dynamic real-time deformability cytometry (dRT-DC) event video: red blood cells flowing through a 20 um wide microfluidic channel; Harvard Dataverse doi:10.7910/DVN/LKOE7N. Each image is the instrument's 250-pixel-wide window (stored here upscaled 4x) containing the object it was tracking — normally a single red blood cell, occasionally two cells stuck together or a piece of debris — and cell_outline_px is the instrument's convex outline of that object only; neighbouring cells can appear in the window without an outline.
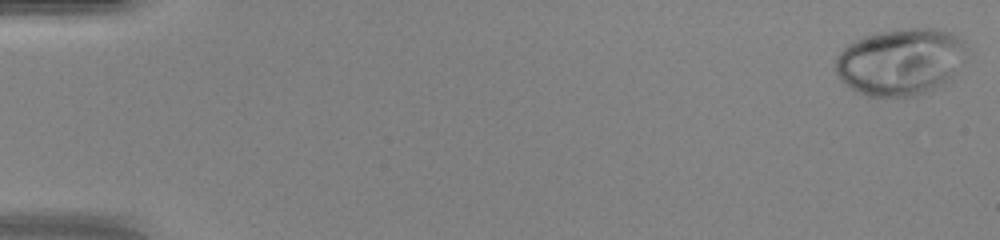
{"species": "human", "species_latin": "Homo sapiens", "temperature_condition": "warm", "stored_images_in_passage": 48, "camera_frame_rate_fps": 3000, "um_per_image_px": 0.085, "donor": {"sex": "female"}, "frame": {"image": 1, "passage_image": 1, "time_ms": 0.0, "image_size_px": [1000, 240], "cell_outline_px": [[964, 44], [952, 80], [916, 96], [868, 96], [856, 92], [844, 84], [840, 80], [836, 72], [836, 56], [848, 44], [864, 36], [880, 32], [912, 28], [936, 28], [960, 36], [964, 40]], "centroid_in_image_um": [76.48, 5.26], "position_along_channel_um": 8.5, "area_um2": 50.58}}
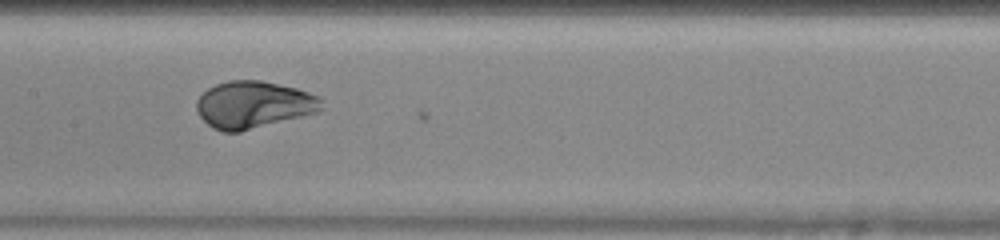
{"frame": {"image": 2, "passage_image": 25, "time_ms": 8.0, "image_size_px": [1000, 240], "cell_outline_px": [[324, 108], [320, 112], [240, 132], [224, 132], [212, 128], [196, 112], [196, 100], [208, 88], [216, 84], [228, 80], [260, 80], [296, 88], [320, 96]], "centroid_in_image_um": [21.57, 8.91], "position_along_channel_um": 185.8, "area_um2": 34.62}}
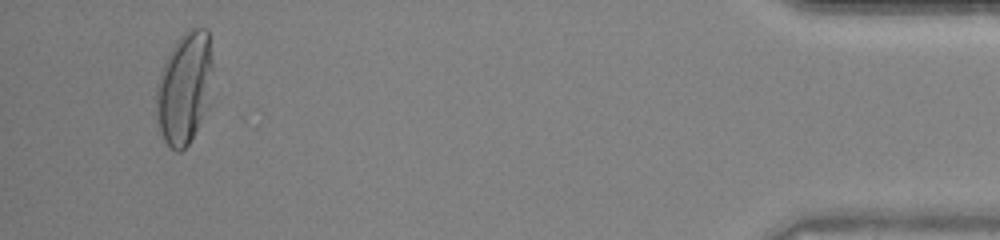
{"frame": {"image": 3, "passage_image": 46, "time_ms": 15.0, "image_size_px": [1000, 240], "cell_outline_px": [[212, 68], [208, 108], [188, 144], [180, 152], [176, 152], [164, 140], [156, 120], [156, 84], [164, 60], [176, 40], [188, 28], [208, 28], [212, 60]], "centroid_in_image_um": [15.66, 7.45], "position_along_channel_um": 419.5, "area_um2": 37.11}, "authors_computed_cell_mechanics": {"area_um2": 35.9516, "velocity_mm_per_s": 4.305, "shape_relaxation_time_tau1_ms": 2.4427, "shape_relaxation_time_tau2_ms": null, "deformation_change_tau1": 0.1885, "deformation_change_tau2": null}}